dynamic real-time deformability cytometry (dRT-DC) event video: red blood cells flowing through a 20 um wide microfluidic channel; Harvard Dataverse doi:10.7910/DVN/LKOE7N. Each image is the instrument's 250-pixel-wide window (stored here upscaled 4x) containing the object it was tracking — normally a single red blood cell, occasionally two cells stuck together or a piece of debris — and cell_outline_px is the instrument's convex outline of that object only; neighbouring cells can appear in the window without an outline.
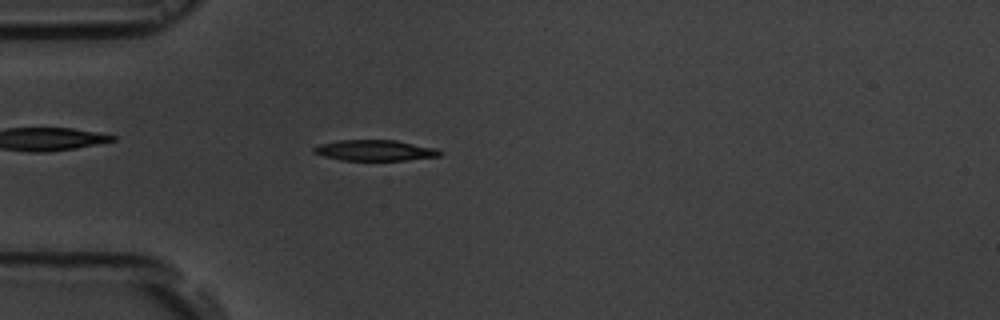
{"species": "common noctule bat (a hibernating species)", "species_latin": "Nyctalus noctula", "temperature_condition": "room temperature", "stored_images_in_passage": 6, "camera_frame_rate_fps": 3000, "um_per_image_px": 0.085, "animal": {"sex": "male", "body_mass_g": 19.5, "forearm_length_mm": 54.6}, "frame": {"image": 1, "passage_image": 6, "time_ms": 6.667, "image_size_px": [1000, 320], "cell_outline_px": [[444, 152], [440, 156], [408, 160], [340, 160], [324, 156], [312, 152], [312, 148], [320, 144], [336, 140], [396, 140], [436, 148]], "centroid_in_image_um": [31.88, 12.78], "position_along_channel_um": 53.1, "area_um2": 15.37}}